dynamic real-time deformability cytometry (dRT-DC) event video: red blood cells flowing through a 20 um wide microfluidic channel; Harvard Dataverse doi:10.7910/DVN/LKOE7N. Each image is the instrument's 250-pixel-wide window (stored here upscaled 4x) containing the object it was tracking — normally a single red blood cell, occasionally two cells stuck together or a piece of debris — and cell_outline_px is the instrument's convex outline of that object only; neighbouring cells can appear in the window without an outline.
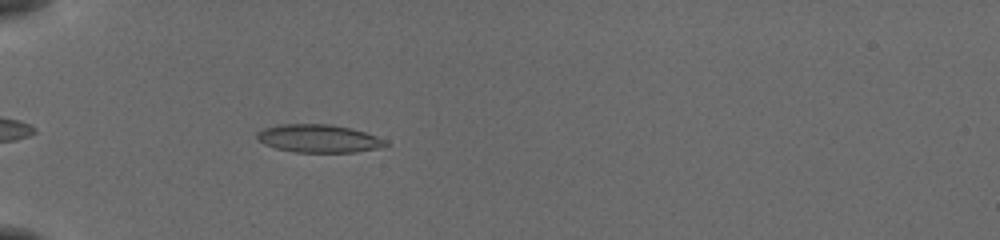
{"species": "common noctule bat (a hibernating species)", "species_latin": "Nyctalus noctula", "temperature_condition": "cold", "stored_images_in_passage": 37, "camera_frame_rate_fps": 3000, "um_per_image_px": 0.085, "animal": {"sex": "female", "body_mass_g": 19.5, "forearm_length_mm": 54.1}, "frame": {"image": 1, "passage_image": 5, "time_ms": 1.333, "image_size_px": [1000, 240], "cell_outline_px": [[388, 144], [376, 148], [356, 152], [296, 152], [276, 148], [264, 144], [256, 140], [256, 132], [264, 128], [280, 124], [332, 124], [364, 132], [388, 140]], "centroid_in_image_um": [27.04, 11.77], "position_along_channel_um": 58.0, "area_um2": 20.92}}
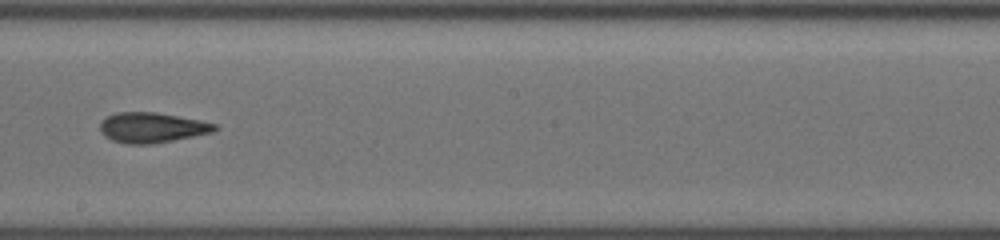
{"frame": {"image": 2, "passage_image": 20, "time_ms": 6.333, "image_size_px": [1000, 240], "cell_outline_px": [[220, 128], [212, 132], [152, 144], [128, 144], [112, 140], [104, 136], [100, 128], [100, 120], [116, 112], [156, 112], [200, 120], [216, 124]], "centroid_in_image_um": [12.89, 10.84], "position_along_channel_um": 235.3, "area_um2": 20.11}}
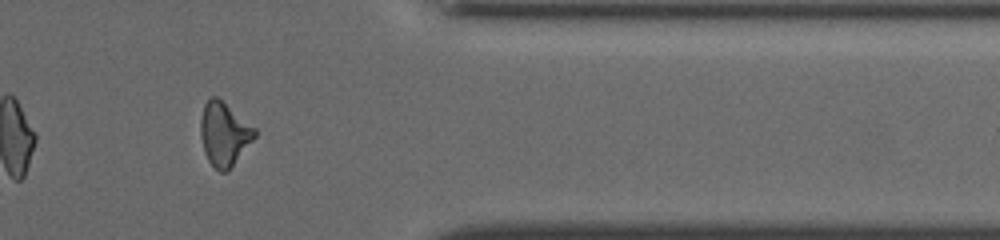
{"frame": {"image": 3, "passage_image": 33, "time_ms": 10.667, "image_size_px": [1000, 240], "cell_outline_px": [[256, 136], [228, 172], [220, 172], [208, 160], [204, 152], [200, 136], [200, 120], [204, 104], [212, 96], [216, 96], [256, 128]], "centroid_in_image_um": [19.04, 11.4], "position_along_channel_um": 392.4, "area_um2": 20.0}, "authors_computed_cell_mechanics": {"area_um2": 19.5942, "velocity_mm_per_s": 3.8704, "shape_relaxation_time_tau1_ms": 3.3951, "shape_relaxation_time_tau2_ms": 2.4516, "deformation_change_tau1": 0.1515, "deformation_change_tau2": 0.117}}